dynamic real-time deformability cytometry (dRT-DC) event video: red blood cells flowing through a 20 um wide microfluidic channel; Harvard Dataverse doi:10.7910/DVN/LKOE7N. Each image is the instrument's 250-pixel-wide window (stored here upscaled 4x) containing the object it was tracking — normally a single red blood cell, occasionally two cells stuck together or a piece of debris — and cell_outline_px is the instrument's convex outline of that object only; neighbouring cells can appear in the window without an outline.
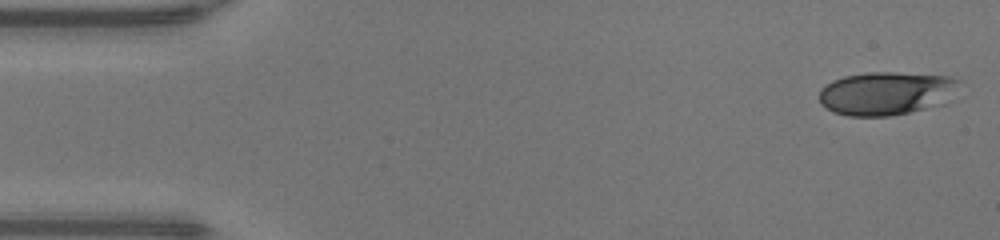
{"species": "human", "species_latin": "Homo sapiens", "temperature_condition": "warm", "stored_images_in_passage": 47, "camera_frame_rate_fps": 3000, "um_per_image_px": 0.085, "donor": {"sex": "male"}, "frame": {"image": 1, "passage_image": 1, "time_ms": 0.0, "image_size_px": [1000, 240], "cell_outline_px": [[960, 80], [932, 104], [924, 108], [892, 116], [848, 116], [832, 112], [820, 104], [820, 88], [832, 80], [844, 76], [868, 72], [892, 72], [948, 76]], "centroid_in_image_um": [75.08, 7.92], "position_along_channel_um": 9.9, "area_um2": 33.99}}
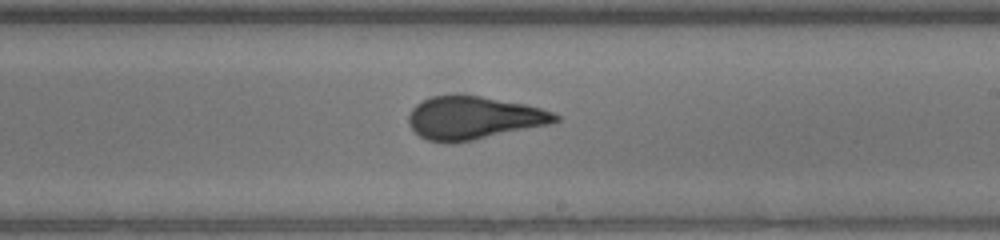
{"frame": {"image": 2, "passage_image": 27, "time_ms": 8.667, "image_size_px": [1000, 240], "cell_outline_px": [[560, 120], [552, 124], [452, 144], [444, 144], [428, 140], [420, 136], [408, 124], [408, 116], [412, 108], [416, 104], [432, 96], [480, 96], [524, 104], [540, 108], [552, 112], [560, 116]], "centroid_in_image_um": [40.26, 10.05], "position_along_channel_um": 248.7, "area_um2": 36.53}}
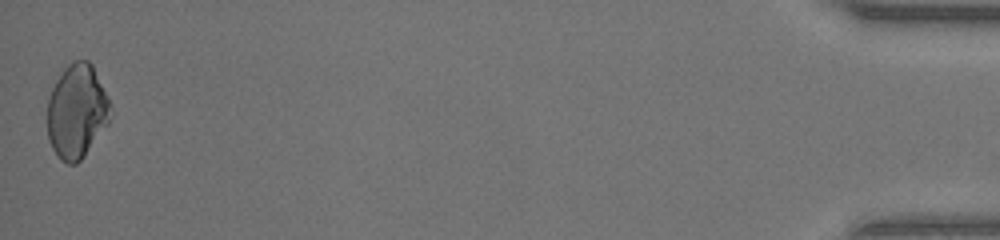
{"frame": {"image": 3, "passage_image": 47, "time_ms": 15.333, "image_size_px": [1000, 240], "cell_outline_px": [[112, 116], [108, 124], [84, 156], [76, 164], [68, 164], [60, 160], [52, 148], [48, 140], [48, 96], [56, 80], [64, 68], [72, 60], [88, 60], [92, 64], [108, 100], [112, 112]], "centroid_in_image_um": [6.52, 9.48], "position_along_channel_um": 428.7, "area_um2": 34.56}}